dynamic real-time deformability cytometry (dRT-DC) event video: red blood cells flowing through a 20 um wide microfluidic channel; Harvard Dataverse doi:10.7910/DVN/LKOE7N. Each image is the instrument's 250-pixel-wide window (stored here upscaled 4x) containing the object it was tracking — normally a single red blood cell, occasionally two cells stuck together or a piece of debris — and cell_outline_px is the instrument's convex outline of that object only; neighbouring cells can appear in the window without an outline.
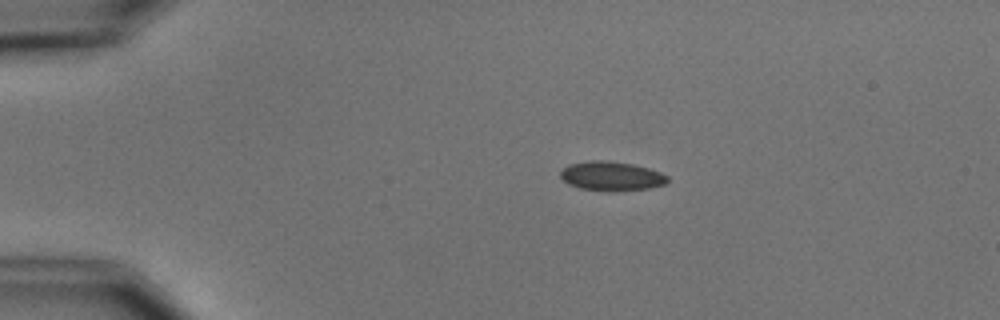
{"species": "common noctule bat (a hibernating species)", "species_latin": "Nyctalus noctula", "temperature_condition": "cold", "stored_images_in_passage": 6, "camera_frame_rate_fps": 3000, "um_per_image_px": 0.085, "animal": {"sex": "male", "body_mass_g": 15.6}, "frame": {"image": 1, "passage_image": 2, "time_ms": 1.333, "image_size_px": [1000, 320], "cell_outline_px": [[668, 180], [664, 184], [648, 188], [580, 188], [568, 184], [560, 176], [560, 172], [568, 164], [592, 160], [604, 160], [632, 164], [648, 168], [660, 172], [668, 176]], "centroid_in_image_um": [51.94, 14.91], "position_along_channel_um": 33.1, "area_um2": 17.22}}
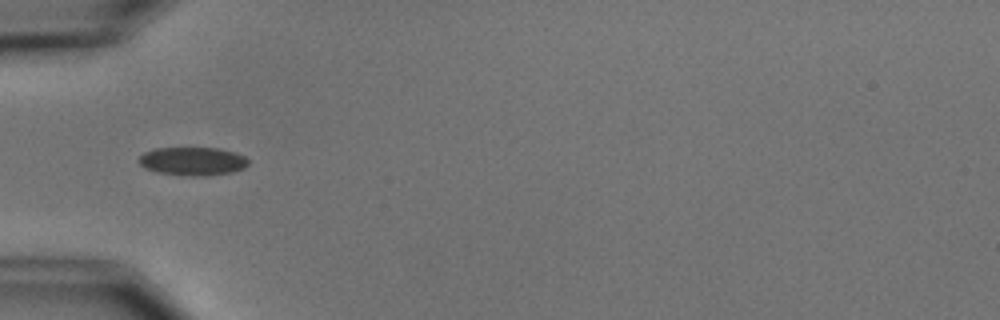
{"frame": {"image": 2, "passage_image": 4, "time_ms": 3.667, "image_size_px": [1000, 320], "cell_outline_px": [[248, 164], [244, 168], [232, 172], [208, 176], [192, 176], [160, 172], [144, 168], [140, 164], [140, 156], [144, 152], [156, 148], [220, 148], [236, 152], [244, 156], [248, 160]], "centroid_in_image_um": [16.42, 13.7], "position_along_channel_um": 68.6, "area_um2": 18.03}}
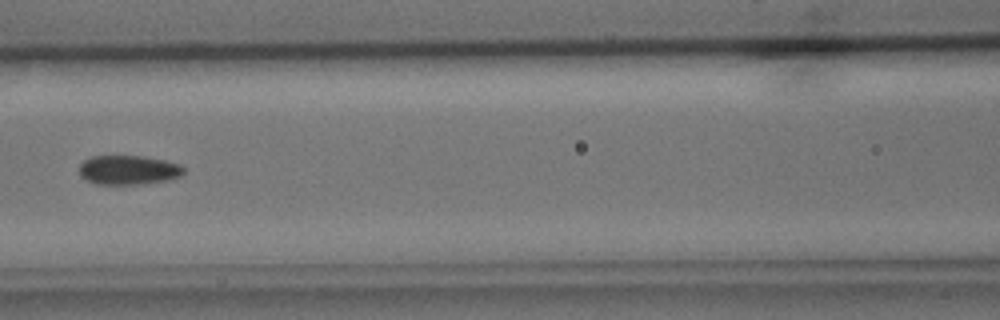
{"frame": {"image": 3, "passage_image": 6, "time_ms": 6.0, "image_size_px": [1000, 320], "cell_outline_px": [[184, 172], [180, 176], [168, 180], [140, 184], [96, 184], [84, 180], [80, 176], [80, 164], [84, 160], [92, 156], [140, 156], [164, 160], [180, 164], [184, 168]], "centroid_in_image_um": [10.89, 14.45], "position_along_channel_um": 155.7, "area_um2": 17.86}}